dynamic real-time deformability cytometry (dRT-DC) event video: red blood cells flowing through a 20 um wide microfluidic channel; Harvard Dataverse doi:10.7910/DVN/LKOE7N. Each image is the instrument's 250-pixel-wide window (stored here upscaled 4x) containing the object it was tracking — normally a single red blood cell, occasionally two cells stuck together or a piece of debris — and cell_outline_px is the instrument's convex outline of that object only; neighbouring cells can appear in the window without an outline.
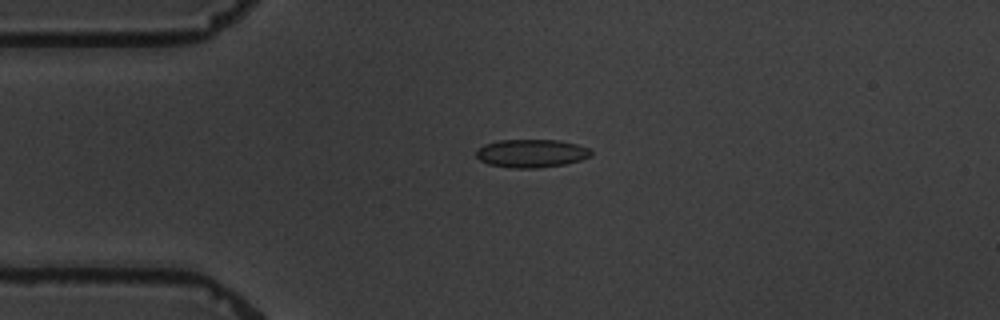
{"species": "common noctule bat (a hibernating species)", "species_latin": "Nyctalus noctula", "temperature_condition": "warm", "stored_images_in_passage": 4, "camera_frame_rate_fps": 3000, "um_per_image_px": 0.085, "animal": {"sex": "male", "body_mass_g": 19.5, "forearm_length_mm": 54.6}, "frame": {"image": 1, "passage_image": 3, "time_ms": 2.667, "image_size_px": [1000, 320], "cell_outline_px": [[592, 156], [580, 160], [564, 164], [536, 168], [512, 168], [488, 164], [480, 160], [476, 156], [476, 148], [484, 144], [500, 140], [560, 140], [576, 144], [588, 148], [592, 152]], "centroid_in_image_um": [45.14, 13.03], "position_along_channel_um": 39.9, "area_um2": 18.9}}